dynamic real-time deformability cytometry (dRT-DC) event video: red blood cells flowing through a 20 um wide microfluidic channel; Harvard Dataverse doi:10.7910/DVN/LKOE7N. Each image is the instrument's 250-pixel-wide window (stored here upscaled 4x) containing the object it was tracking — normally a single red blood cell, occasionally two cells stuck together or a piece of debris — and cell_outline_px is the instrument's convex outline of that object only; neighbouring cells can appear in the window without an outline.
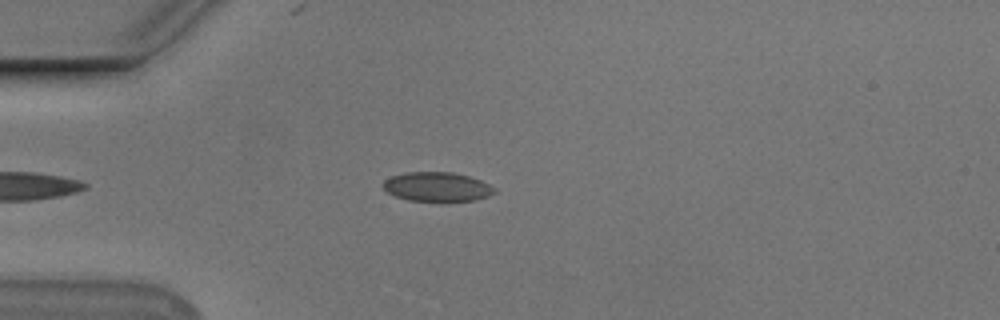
{"species": "Egyptian fruit bat (a non-hibernating species)", "species_latin": "Rousettus aegyptiacus", "temperature_condition": "cold", "stored_images_in_passage": 48, "camera_frame_rate_fps": 3000, "um_per_image_px": 0.085, "animal": {"sex": "male"}, "frame": {"image": 1, "passage_image": 8, "time_ms": 2.333, "image_size_px": [1000, 320], "cell_outline_px": [[496, 192], [488, 196], [476, 200], [444, 204], [408, 200], [396, 196], [388, 192], [380, 184], [384, 180], [392, 176], [404, 172], [452, 172], [468, 176], [480, 180], [496, 188]], "centroid_in_image_um": [37.16, 15.92], "position_along_channel_um": 47.8, "area_um2": 19.77}}
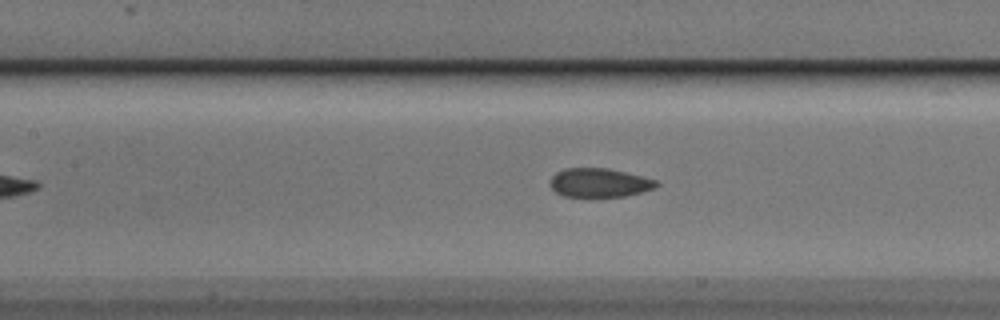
{"frame": {"image": 2, "passage_image": 18, "time_ms": 5.667, "image_size_px": [1000, 320], "cell_outline_px": [[660, 184], [656, 188], [624, 196], [592, 200], [564, 196], [556, 192], [548, 184], [552, 176], [556, 172], [564, 168], [608, 168], [656, 180]], "centroid_in_image_um": [50.89, 15.58], "position_along_channel_um": 156.5, "area_um2": 18.61}}
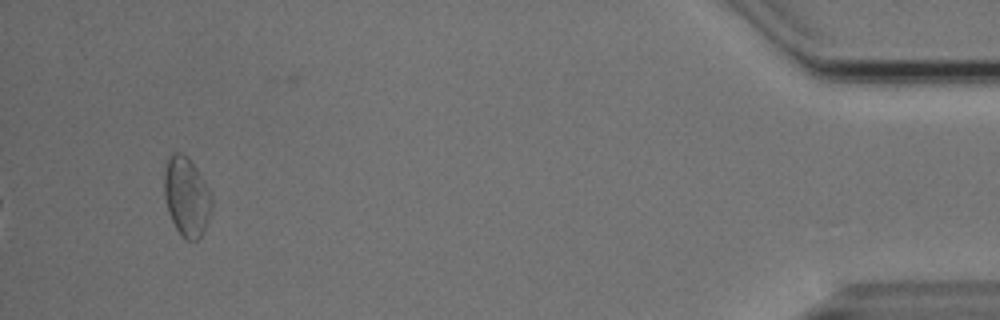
{"frame": {"image": 3, "passage_image": 45, "time_ms": 14.667, "image_size_px": [1000, 320], "cell_outline_px": [[212, 208], [204, 232], [196, 240], [184, 240], [180, 236], [168, 212], [164, 196], [164, 172], [168, 160], [172, 152], [180, 152], [196, 168], [208, 188], [212, 196]], "centroid_in_image_um": [15.85, 16.76], "position_along_channel_um": 419.3, "area_um2": 21.79}, "authors_computed_cell_mechanics": {"area_um2": 19.3052, "velocity_mm_per_s": 3.7426, "shape_relaxation_time_tau1_ms": null, "shape_relaxation_time_tau2_ms": 1.9764, "deformation_change_tau1": null, "deformation_change_tau2": 0.0687}}